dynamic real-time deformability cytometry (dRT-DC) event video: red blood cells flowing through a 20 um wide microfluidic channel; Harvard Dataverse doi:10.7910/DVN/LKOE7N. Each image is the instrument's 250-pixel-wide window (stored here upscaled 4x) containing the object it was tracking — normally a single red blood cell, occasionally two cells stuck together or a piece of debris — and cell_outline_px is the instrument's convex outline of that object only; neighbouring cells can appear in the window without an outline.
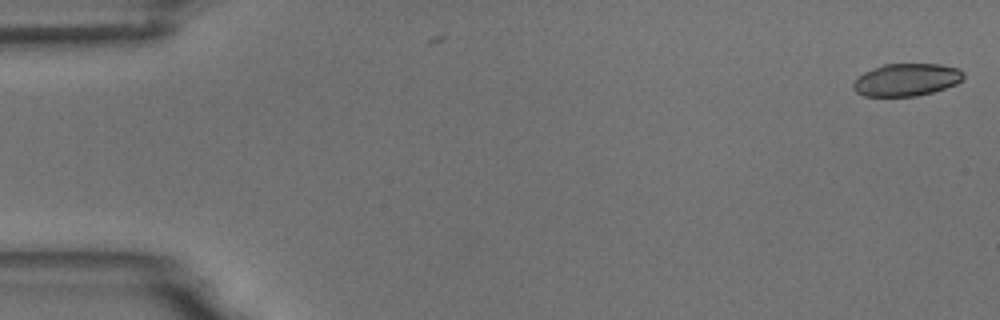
{"species": "common noctule bat (a hibernating species)", "species_latin": "Nyctalus noctula", "temperature_condition": "room temperature", "stored_images_in_passage": 2, "camera_frame_rate_fps": 3000, "um_per_image_px": 0.085, "animal": {"sex": "male", "body_mass_g": 18.8}, "frame": {"image": 1, "passage_image": 1, "time_ms": 0.0, "image_size_px": [1000, 320], "cell_outline_px": [[964, 76], [956, 84], [932, 92], [916, 96], [864, 96], [856, 92], [852, 88], [852, 84], [864, 72], [872, 68], [884, 64], [940, 64], [960, 68], [964, 72]], "centroid_in_image_um": [77.05, 6.77], "position_along_channel_um": 7.9, "area_um2": 20.87}}